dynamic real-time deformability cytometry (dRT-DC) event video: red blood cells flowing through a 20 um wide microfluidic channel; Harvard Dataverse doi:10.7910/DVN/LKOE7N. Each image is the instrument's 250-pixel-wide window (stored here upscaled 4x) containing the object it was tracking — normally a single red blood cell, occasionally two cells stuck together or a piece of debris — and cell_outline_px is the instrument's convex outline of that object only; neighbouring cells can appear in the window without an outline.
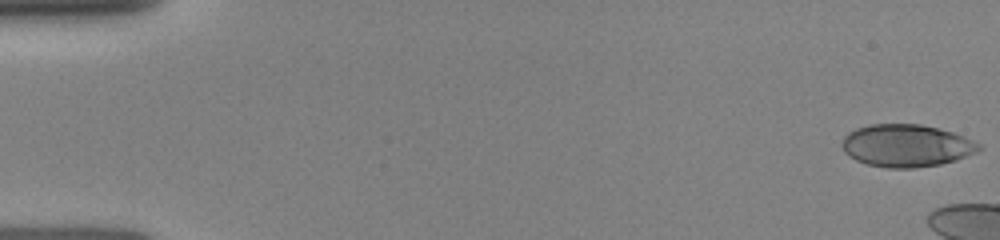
{"species": "human", "species_latin": "Homo sapiens", "temperature_condition": "room temperature", "stored_images_in_passage": 7, "camera_frame_rate_fps": 3000, "um_per_image_px": 0.085, "donor": {"sex": "female"}, "frame": {"image": 1, "passage_image": 1, "time_ms": 0.0, "image_size_px": [1000, 240], "cell_outline_px": [[984, 148], [976, 152], [940, 164], [912, 168], [888, 168], [868, 164], [856, 160], [848, 156], [844, 152], [840, 144], [844, 136], [848, 132], [856, 128], [868, 124], [920, 124], [952, 132], [972, 140], [980, 144]], "centroid_in_image_um": [76.98, 12.37], "position_along_channel_um": 8.0, "area_um2": 33.76}}